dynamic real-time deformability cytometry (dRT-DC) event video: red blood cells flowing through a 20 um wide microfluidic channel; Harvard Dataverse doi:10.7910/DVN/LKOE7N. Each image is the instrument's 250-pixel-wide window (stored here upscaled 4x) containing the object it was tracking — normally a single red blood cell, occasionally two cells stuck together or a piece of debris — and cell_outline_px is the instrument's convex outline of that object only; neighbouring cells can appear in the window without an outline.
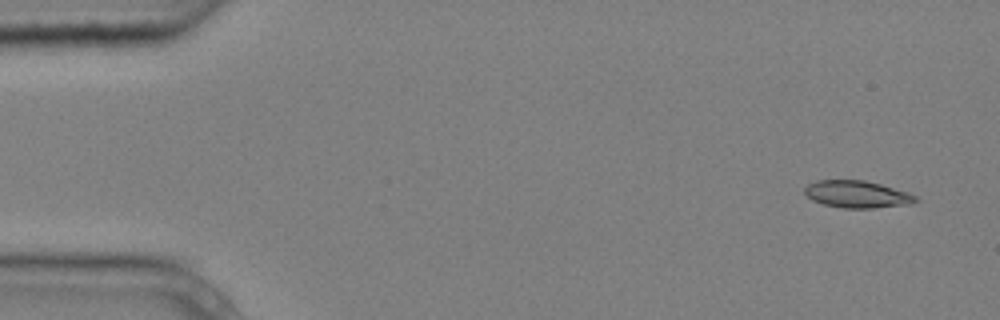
{"species": "common noctule bat (a hibernating species)", "species_latin": "Nyctalus noctula", "temperature_condition": "cold", "stored_images_in_passage": 2, "segment_of_instrument_passage": [2, 2], "camera_frame_rate_fps": 3000, "um_per_image_px": 0.085, "animal": {"sex": "male", "body_mass_g": 20.4}, "frame": {"image": 1, "passage_image": 2, "time_ms": 0.333, "image_size_px": [1000, 320], "cell_outline_px": [[920, 200], [912, 204], [872, 208], [844, 208], [824, 204], [812, 200], [804, 192], [804, 188], [808, 184], [816, 180], [864, 180], [880, 184], [908, 192], [916, 196]], "centroid_in_image_um": [72.87, 16.51], "position_along_channel_um": 12.1, "area_um2": 17.57}}